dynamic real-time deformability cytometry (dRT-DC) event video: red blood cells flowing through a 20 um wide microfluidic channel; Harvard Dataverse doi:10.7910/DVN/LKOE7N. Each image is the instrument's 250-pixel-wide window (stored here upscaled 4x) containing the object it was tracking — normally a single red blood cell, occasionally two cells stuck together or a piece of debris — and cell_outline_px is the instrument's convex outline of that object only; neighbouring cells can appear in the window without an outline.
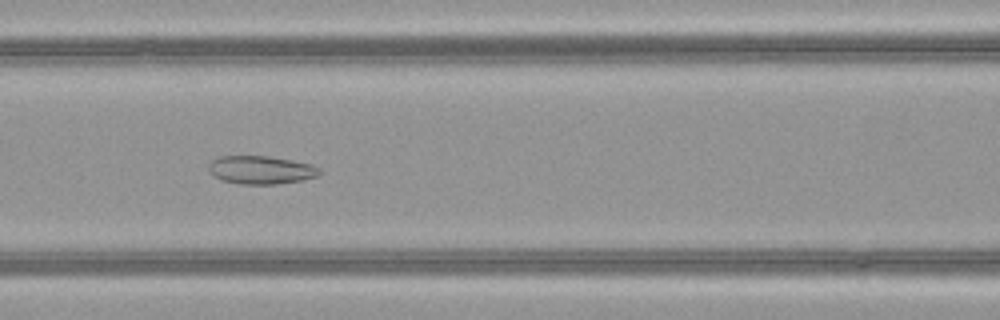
{"species": "common noctule bat (a hibernating species)", "species_latin": "Nyctalus noctula", "temperature_condition": "warm", "stored_images_in_passage": 42, "camera_frame_rate_fps": 3000, "um_per_image_px": 0.085, "animal": {"sex": "female", "body_mass_g": 21.9}, "frame": {"image": 1, "passage_image": 14, "time_ms": 4.333, "image_size_px": [1000, 320], "cell_outline_px": [[320, 172], [316, 176], [304, 180], [276, 184], [240, 184], [220, 180], [208, 168], [208, 164], [212, 160], [220, 156], [268, 156], [312, 164], [320, 168]], "centroid_in_image_um": [22.18, 14.44], "position_along_channel_um": 144.4, "area_um2": 18.15}}
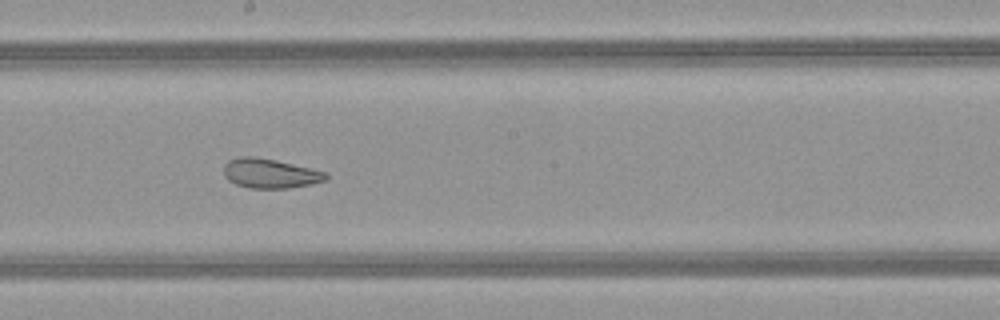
{"frame": {"image": 2, "passage_image": 20, "time_ms": 6.333, "image_size_px": [1000, 320], "cell_outline_px": [[328, 180], [288, 188], [248, 188], [236, 184], [228, 180], [224, 176], [224, 164], [228, 160], [240, 156], [252, 156], [276, 160], [328, 172]], "centroid_in_image_um": [22.95, 14.73], "position_along_channel_um": 225.3, "area_um2": 17.63}}
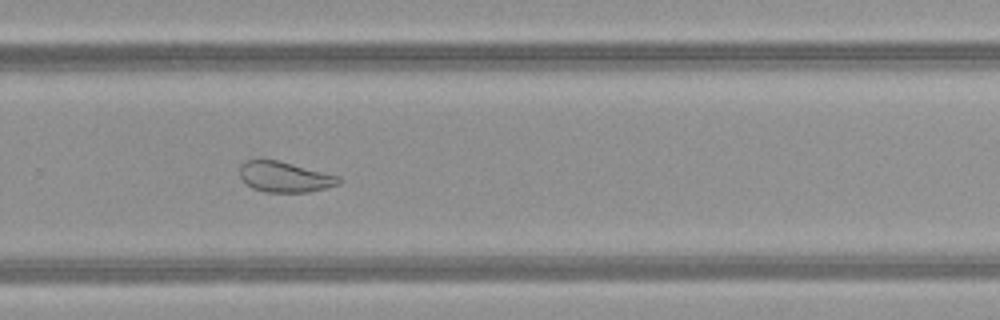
{"frame": {"image": 3, "passage_image": 26, "time_ms": 8.333, "image_size_px": [1000, 320], "cell_outline_px": [[340, 184], [308, 192], [264, 192], [252, 188], [240, 176], [240, 164], [244, 160], [276, 160], [340, 176]], "centroid_in_image_um": [24.19, 15.04], "position_along_channel_um": 305.6, "area_um2": 17.4}, "authors_computed_cell_mechanics": {"area_um2": 22.2819, "velocity_mm_per_s": 4.0416, "shape_relaxation_time_tau1_ms": null, "shape_relaxation_time_tau2_ms": 1.5065, "deformation_change_tau1": null, "deformation_change_tau2": 0.0823}}